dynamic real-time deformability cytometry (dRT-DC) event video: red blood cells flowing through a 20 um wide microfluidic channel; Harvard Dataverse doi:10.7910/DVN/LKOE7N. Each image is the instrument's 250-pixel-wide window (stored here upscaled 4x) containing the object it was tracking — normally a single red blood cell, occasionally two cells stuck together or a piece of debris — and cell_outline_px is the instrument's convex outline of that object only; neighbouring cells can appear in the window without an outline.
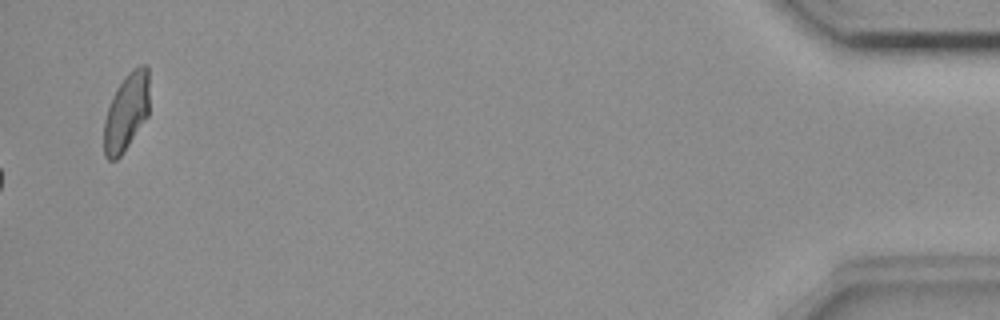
{"species": "common noctule bat (a hibernating species)", "species_latin": "Nyctalus noctula", "temperature_condition": "room temperature", "stored_images_in_passage": 57, "camera_frame_rate_fps": 3000, "um_per_image_px": 0.085, "animal": {"sex": "female", "body_mass_g": 18.4}, "frame": {"image": 1, "passage_image": 57, "time_ms": 18.667, "image_size_px": [1000, 320], "cell_outline_px": [[148, 116], [120, 156], [116, 160], [108, 160], [104, 156], [104, 120], [112, 96], [116, 88], [128, 72], [132, 68], [140, 64], [148, 64]], "centroid_in_image_um": [10.73, 9.49], "position_along_channel_um": 424.5, "area_um2": 20.52}, "authors_computed_cell_mechanics": {"area_um2": 18.785, "velocity_mm_per_s": 3.6929, "shape_relaxation_time_tau1_ms": null, "shape_relaxation_time_tau2_ms": 2.3105, "deformation_change_tau1": null, "deformation_change_tau2": 0.0739}}